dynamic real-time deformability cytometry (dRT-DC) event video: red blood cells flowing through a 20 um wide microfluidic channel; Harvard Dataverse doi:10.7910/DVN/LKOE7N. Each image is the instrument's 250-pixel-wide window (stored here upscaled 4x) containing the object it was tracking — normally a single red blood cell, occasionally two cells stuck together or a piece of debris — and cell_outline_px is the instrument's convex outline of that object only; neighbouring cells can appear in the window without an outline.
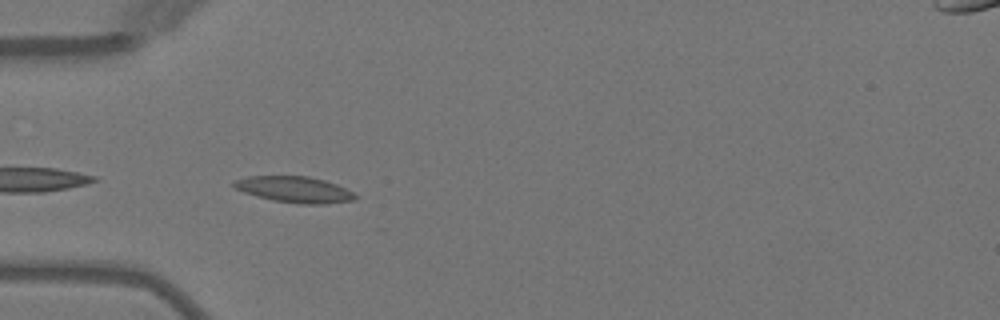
{"species": "Egyptian fruit bat (a non-hibernating species)", "species_latin": "Rousettus aegyptiacus", "temperature_condition": "warm", "stored_images_in_passage": 2, "camera_frame_rate_fps": 3000, "um_per_image_px": 0.085, "animal": {"sex": "female"}, "frame": {"image": 1, "passage_image": 1, "time_ms": 0.0, "image_size_px": [1000, 320], "cell_outline_px": [[356, 200], [324, 204], [300, 204], [272, 200], [244, 192], [236, 188], [232, 184], [236, 180], [248, 176], [308, 176], [324, 180], [336, 184], [352, 192], [356, 196]], "centroid_in_image_um": [25.04, 16.11], "position_along_channel_um": 60.0, "area_um2": 18.26}}
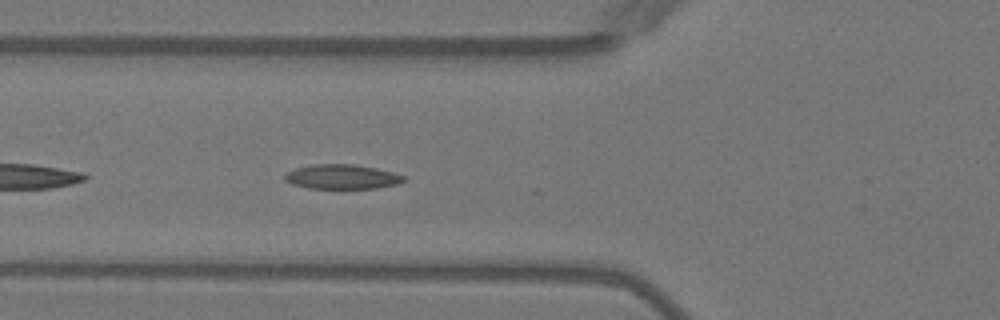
{"frame": {"image": 2, "passage_image": 2, "time_ms": 1.0, "image_size_px": [1000, 320], "cell_outline_px": [[408, 180], [400, 184], [380, 188], [308, 188], [292, 184], [284, 180], [284, 176], [288, 172], [296, 168], [312, 164], [352, 164], [376, 168], [408, 176]], "centroid_in_image_um": [29.15, 15.03], "position_along_channel_um": 96.7, "area_um2": 17.22}}